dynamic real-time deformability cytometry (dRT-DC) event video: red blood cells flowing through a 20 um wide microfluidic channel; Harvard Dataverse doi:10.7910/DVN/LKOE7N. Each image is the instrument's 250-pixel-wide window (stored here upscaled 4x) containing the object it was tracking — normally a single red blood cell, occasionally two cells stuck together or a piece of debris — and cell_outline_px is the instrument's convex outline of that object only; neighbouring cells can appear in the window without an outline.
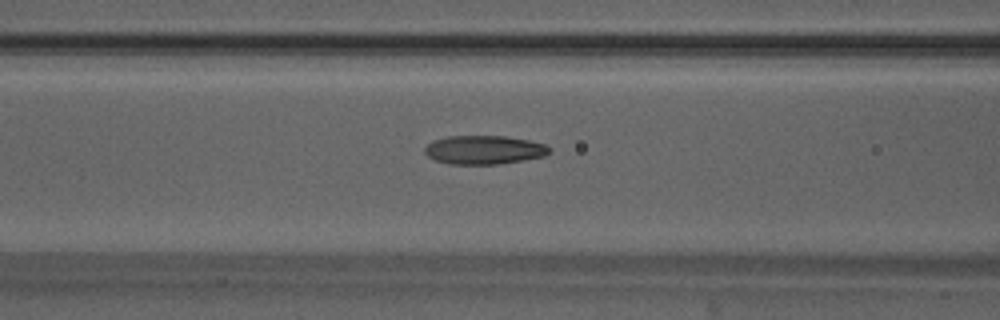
{"species": "Egyptian fruit bat (a non-hibernating species)", "species_latin": "Rousettus aegyptiacus", "temperature_condition": "warm", "stored_images_in_passage": 38, "camera_frame_rate_fps": 3000, "um_per_image_px": 0.085, "animal": {"sex": "male"}, "frame": {"image": 1, "passage_image": 9, "time_ms": 2.667, "image_size_px": [1000, 320], "cell_outline_px": [[552, 148], [544, 156], [500, 164], [448, 164], [436, 160], [428, 156], [424, 152], [424, 148], [432, 140], [448, 136], [504, 136], [528, 140], [544, 144]], "centroid_in_image_um": [41.12, 12.73], "position_along_channel_um": 125.5, "area_um2": 20.81}}
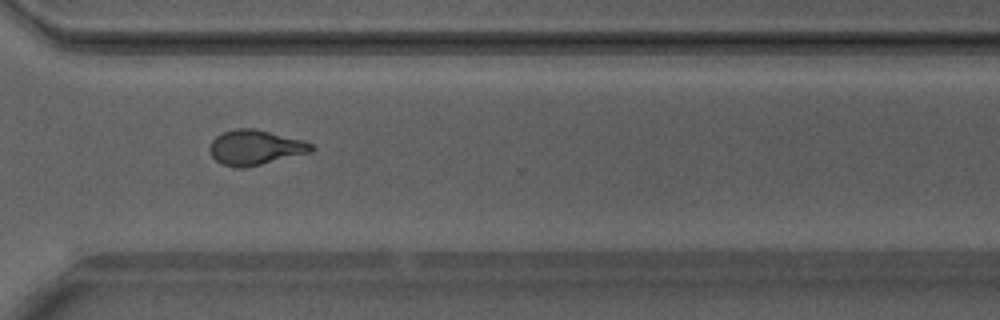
{"frame": {"image": 2, "passage_image": 25, "time_ms": 8.0, "image_size_px": [1000, 320], "cell_outline_px": [[316, 148], [312, 152], [244, 168], [236, 168], [220, 164], [212, 156], [208, 148], [212, 140], [220, 132], [236, 128], [256, 128], [304, 140], [312, 144]], "centroid_in_image_um": [21.69, 12.52], "position_along_channel_um": 348.9, "area_um2": 21.04}}
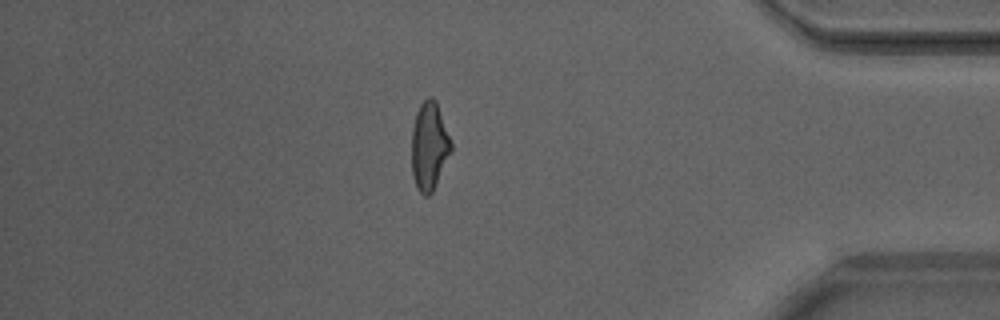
{"frame": {"image": 3, "passage_image": 31, "time_ms": 10.0, "image_size_px": [1000, 320], "cell_outline_px": [[452, 148], [432, 192], [428, 196], [424, 196], [416, 188], [412, 172], [412, 128], [416, 112], [420, 104], [428, 96], [432, 96], [436, 100], [452, 144]], "centroid_in_image_um": [36.47, 12.4], "position_along_channel_um": 398.7, "area_um2": 20.06}, "authors_computed_cell_mechanics": {"area_um2": 20.2878, "velocity_mm_per_s": 4.1976, "shape_relaxation_time_tau1_ms": 10.7332, "shape_relaxation_time_tau2_ms": 1.6915, "deformation_change_tau1": 0.2989, "deformation_change_tau2": 0.0966}}